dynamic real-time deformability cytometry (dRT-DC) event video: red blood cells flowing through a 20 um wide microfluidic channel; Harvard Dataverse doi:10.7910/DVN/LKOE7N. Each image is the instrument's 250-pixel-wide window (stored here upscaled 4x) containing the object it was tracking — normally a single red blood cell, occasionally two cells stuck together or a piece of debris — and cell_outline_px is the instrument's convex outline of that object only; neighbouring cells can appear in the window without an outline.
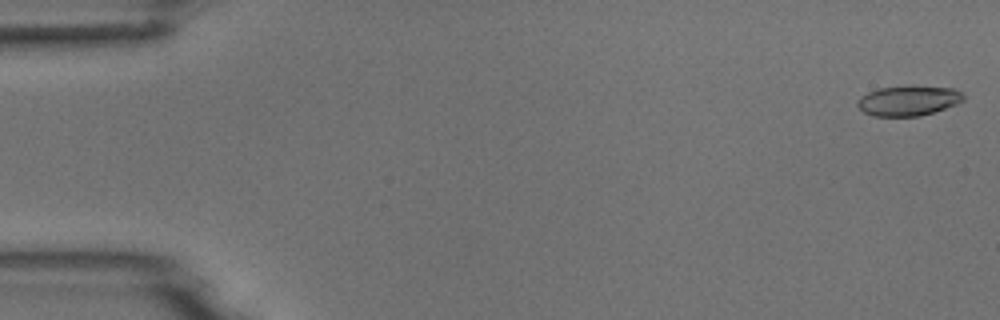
{"species": "common noctule bat (a hibernating species)", "species_latin": "Nyctalus noctula", "temperature_condition": "room temperature", "stored_images_in_passage": 5, "camera_frame_rate_fps": 3000, "um_per_image_px": 0.085, "animal": {"sex": "male", "body_mass_g": 18.8}, "frame": {"image": 1, "passage_image": 1, "time_ms": 0.0, "image_size_px": [1000, 320], "cell_outline_px": [[964, 100], [956, 104], [920, 116], [872, 116], [864, 112], [856, 104], [856, 100], [860, 96], [868, 92], [880, 88], [908, 84], [912, 84], [956, 88], [964, 96]], "centroid_in_image_um": [77.2, 8.52], "position_along_channel_um": 7.8, "area_um2": 19.02}}
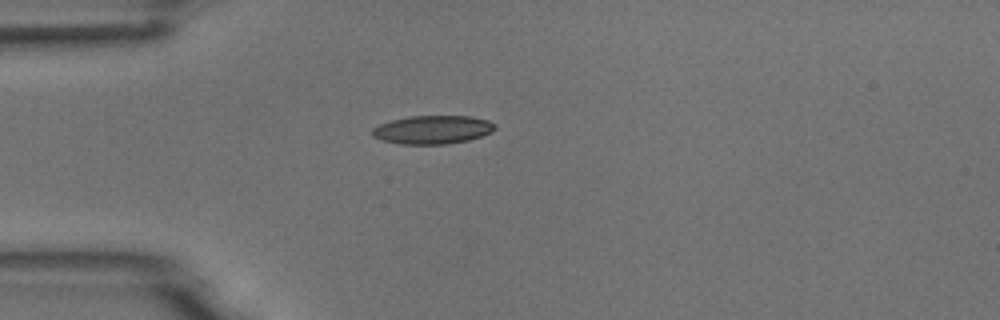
{"frame": {"image": 2, "passage_image": 5, "time_ms": 4.333, "image_size_px": [1000, 320], "cell_outline_px": [[496, 128], [492, 132], [468, 140], [448, 144], [400, 144], [380, 140], [372, 136], [372, 128], [380, 124], [392, 120], [408, 116], [472, 116], [488, 120], [496, 124]], "centroid_in_image_um": [36.77, 11.02], "position_along_channel_um": 48.2, "area_um2": 20.46}}